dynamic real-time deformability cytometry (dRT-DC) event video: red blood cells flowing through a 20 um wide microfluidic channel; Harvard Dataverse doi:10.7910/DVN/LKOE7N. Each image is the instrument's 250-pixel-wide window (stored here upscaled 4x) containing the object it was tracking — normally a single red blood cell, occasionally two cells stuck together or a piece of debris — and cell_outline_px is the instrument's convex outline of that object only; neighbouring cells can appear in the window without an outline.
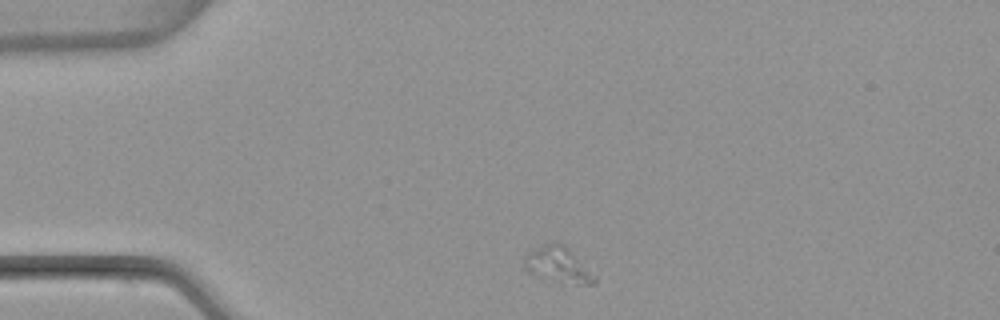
{"species": "common noctule bat (a hibernating species)", "species_latin": "Nyctalus noctula", "temperature_condition": "warm", "stored_images_in_passage": 2, "camera_frame_rate_fps": 3000, "um_per_image_px": 0.085, "animal": {"sex": "female", "body_mass_g": 22.7, "forearm_length_mm": 54.2}, "frame": {"image": 1, "passage_image": 1, "time_ms": 0.0, "image_size_px": [1000, 320], "cell_outline_px": [[596, 280], [592, 284], [576, 284], [556, 280], [528, 272], [524, 268], [524, 256], [528, 252], [552, 240], [564, 244], [596, 276]], "centroid_in_image_um": [47.42, 22.46], "position_along_channel_um": 37.6, "area_um2": 14.28}}